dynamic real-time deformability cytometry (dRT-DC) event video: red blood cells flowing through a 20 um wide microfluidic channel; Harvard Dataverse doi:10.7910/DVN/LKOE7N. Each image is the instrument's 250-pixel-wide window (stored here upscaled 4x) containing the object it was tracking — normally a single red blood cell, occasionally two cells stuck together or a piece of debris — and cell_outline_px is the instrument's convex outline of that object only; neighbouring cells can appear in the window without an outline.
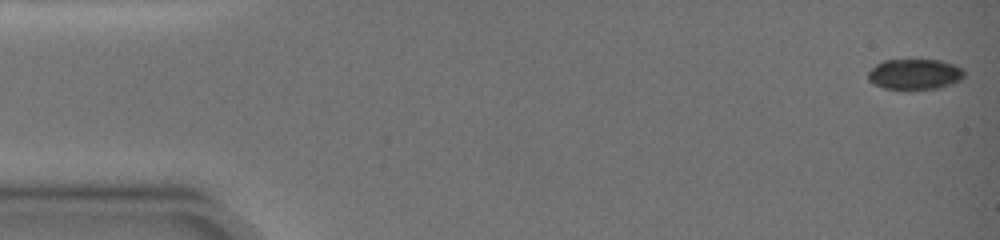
{"species": "common noctule bat (a hibernating species)", "species_latin": "Nyctalus noctula", "temperature_condition": "warm", "stored_images_in_passage": 31, "camera_frame_rate_fps": 3000, "um_per_image_px": 0.085, "animal": {"sex": "female", "body_mass_g": 19.0, "forearm_length_mm": 51.5}, "frame": {"image": 1, "passage_image": 1, "time_ms": 0.0, "image_size_px": [1000, 240], "cell_outline_px": [[964, 76], [960, 80], [952, 84], [940, 88], [884, 88], [872, 84], [868, 80], [868, 72], [876, 64], [884, 60], [940, 60], [964, 68]], "centroid_in_image_um": [77.76, 6.3], "position_along_channel_um": 7.2, "area_um2": 16.99}}